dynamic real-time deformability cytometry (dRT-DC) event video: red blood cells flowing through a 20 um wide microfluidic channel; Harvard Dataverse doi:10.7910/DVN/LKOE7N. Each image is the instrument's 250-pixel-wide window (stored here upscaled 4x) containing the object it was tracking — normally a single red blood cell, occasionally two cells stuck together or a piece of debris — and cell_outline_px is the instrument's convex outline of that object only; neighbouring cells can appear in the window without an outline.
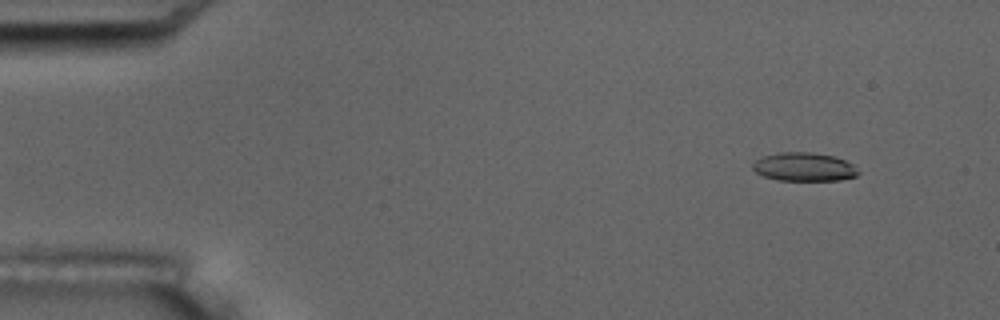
{"species": "common noctule bat (a hibernating species)", "species_latin": "Nyctalus noctula", "temperature_condition": "room temperature", "stored_images_in_passage": 10, "camera_frame_rate_fps": 3000, "um_per_image_px": 0.085, "animal": {"sex": "male", "body_mass_g": 17.5, "forearm_length_mm": 52.3}, "frame": {"image": 1, "passage_image": 1, "time_ms": 0.0, "image_size_px": [1000, 320], "cell_outline_px": [[860, 172], [856, 176], [840, 180], [776, 180], [764, 176], [756, 172], [752, 168], [752, 164], [756, 160], [764, 156], [776, 152], [812, 152], [836, 156], [852, 164]], "centroid_in_image_um": [68.34, 14.18], "position_along_channel_um": 16.7, "area_um2": 17.63}}
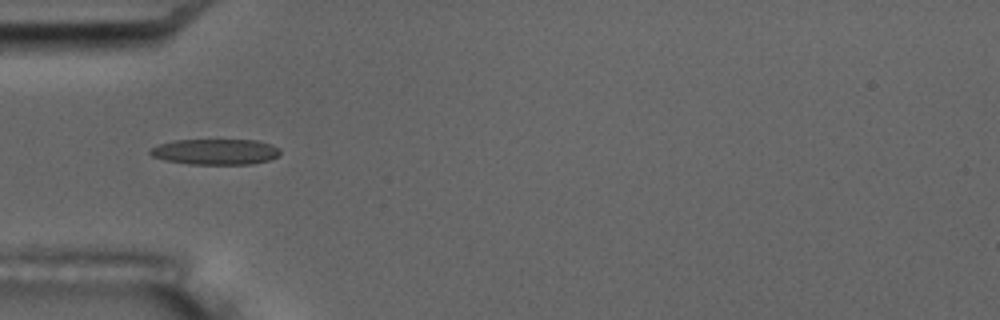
{"frame": {"image": 2, "passage_image": 4, "time_ms": 4.333, "image_size_px": [1000, 320], "cell_outline_px": [[280, 156], [268, 160], [252, 164], [188, 164], [164, 160], [152, 156], [148, 152], [152, 148], [160, 144], [176, 140], [256, 140], [272, 144], [280, 152]], "centroid_in_image_um": [18.32, 12.9], "position_along_channel_um": 66.7, "area_um2": 19.42}}
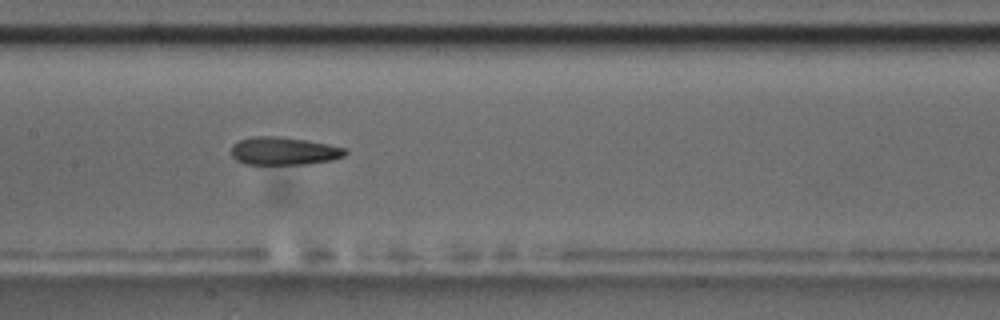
{"frame": {"image": 3, "passage_image": 7, "time_ms": 7.667, "image_size_px": [1000, 320], "cell_outline_px": [[348, 152], [344, 156], [332, 160], [308, 164], [244, 164], [236, 160], [232, 156], [232, 144], [240, 140], [252, 136], [280, 136], [328, 144], [344, 148]], "centroid_in_image_um": [24.11, 12.84], "position_along_channel_um": 183.3, "area_um2": 18.55}}